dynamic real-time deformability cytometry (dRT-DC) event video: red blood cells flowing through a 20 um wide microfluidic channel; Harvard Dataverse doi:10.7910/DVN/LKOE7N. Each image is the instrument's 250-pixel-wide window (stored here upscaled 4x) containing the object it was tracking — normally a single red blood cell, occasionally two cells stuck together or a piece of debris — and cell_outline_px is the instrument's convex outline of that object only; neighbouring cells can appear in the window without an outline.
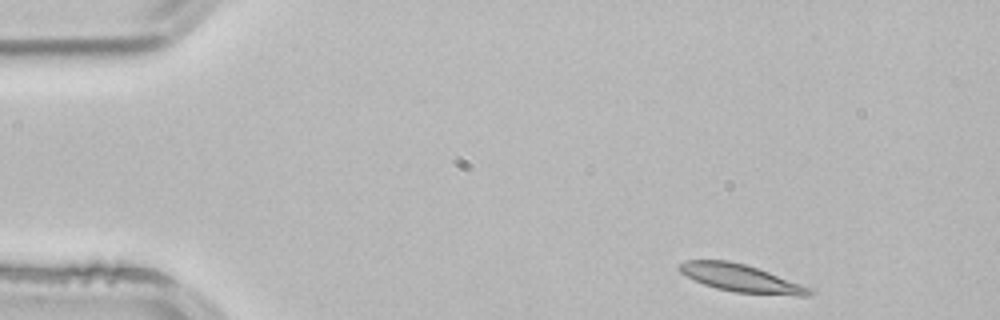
{"species": "common noctule bat (a hibernating species)", "species_latin": "Nyctalus noctula", "temperature_condition": "room temperature", "stored_images_in_passage": 3, "camera_frame_rate_fps": 3000, "um_per_image_px": 0.085, "animal": {"sex": "male", "body_mass_g": 21.5, "forearm_length_mm": 52.0}, "frame": {"image": 1, "passage_image": 1, "time_ms": 0.0, "image_size_px": [1000, 320], "cell_outline_px": [[816, 292], [808, 296], [796, 296], [736, 292], [716, 288], [704, 284], [680, 272], [676, 268], [676, 264], [684, 260], [728, 260], [744, 264], [768, 272], [812, 288]], "centroid_in_image_um": [62.97, 23.64], "position_along_channel_um": 22.0, "area_um2": 20.87}}
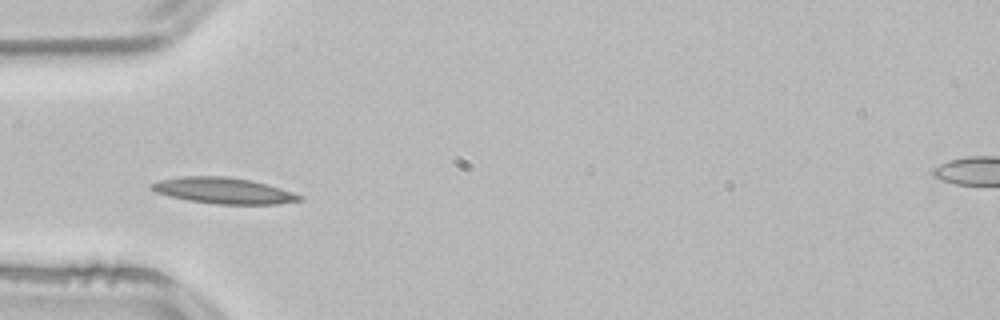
{"frame": {"image": 2, "passage_image": 3, "time_ms": 0.667, "image_size_px": [1000, 320], "cell_outline_px": [[304, 200], [276, 204], [216, 204], [188, 200], [168, 196], [156, 192], [148, 188], [148, 184], [160, 180], [180, 176], [228, 176], [252, 180], [268, 184], [304, 196]], "centroid_in_image_um": [18.98, 16.2], "position_along_channel_um": 66.0, "area_um2": 22.72}}